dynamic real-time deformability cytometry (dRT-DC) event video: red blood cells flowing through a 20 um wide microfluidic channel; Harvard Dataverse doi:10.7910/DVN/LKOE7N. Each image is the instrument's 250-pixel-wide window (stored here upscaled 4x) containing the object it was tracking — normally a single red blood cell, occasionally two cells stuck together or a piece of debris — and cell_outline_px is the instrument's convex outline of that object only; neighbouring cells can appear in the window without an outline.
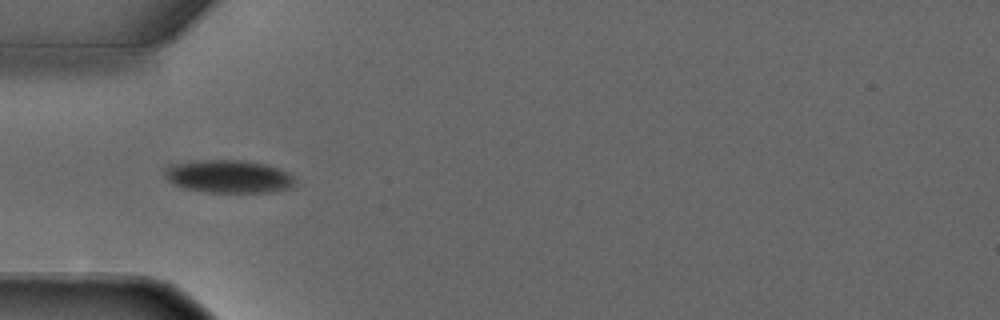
{"species": "common noctule bat (a hibernating species)", "species_latin": "Nyctalus noctula", "temperature_condition": "warm", "stored_images_in_passage": 2, "camera_frame_rate_fps": 3000, "um_per_image_px": 0.085, "animal": {"sex": "male", "forearm_length_mm": 52.5}, "frame": {"image": 1, "passage_image": 1, "time_ms": 0.0, "image_size_px": [1000, 320], "cell_outline_px": [[296, 188], [272, 192], [208, 192], [184, 188], [172, 184], [164, 176], [164, 168], [168, 164], [196, 160], [244, 160], [264, 164], [288, 172], [296, 180]], "centroid_in_image_um": [19.43, 15.0], "position_along_channel_um": 65.6, "area_um2": 25.43}}